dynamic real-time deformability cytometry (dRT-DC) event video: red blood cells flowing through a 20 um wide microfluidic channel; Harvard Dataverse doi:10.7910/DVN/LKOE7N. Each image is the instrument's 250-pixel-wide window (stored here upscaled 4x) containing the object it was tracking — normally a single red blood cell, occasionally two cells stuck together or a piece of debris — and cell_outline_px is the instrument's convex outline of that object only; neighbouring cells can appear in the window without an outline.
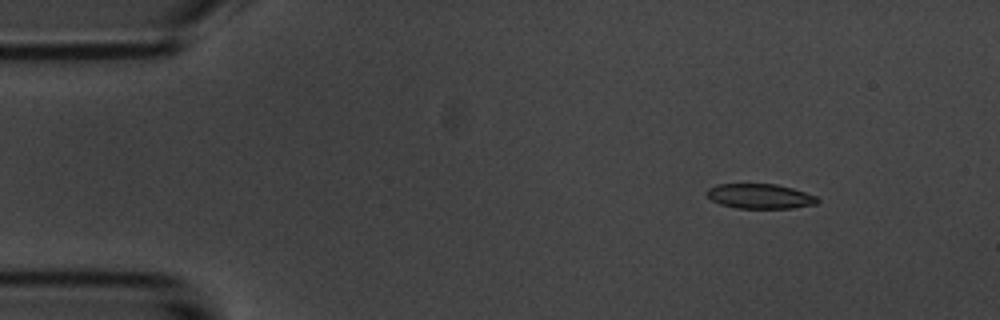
{"species": "common noctule bat (a hibernating species)", "species_latin": "Nyctalus noctula", "temperature_condition": "room temperature", "stored_images_in_passage": 5, "camera_frame_rate_fps": 3000, "um_per_image_px": 0.085, "animal": {"sex": "male", "body_mass_g": 20.1, "forearm_length_mm": 53.5}, "frame": {"image": 1, "passage_image": 1, "time_ms": 0.0, "image_size_px": [1000, 320], "cell_outline_px": [[820, 200], [816, 204], [792, 208], [736, 208], [720, 204], [712, 200], [704, 192], [708, 188], [716, 184], [776, 184], [792, 188], [816, 196]], "centroid_in_image_um": [64.57, 16.68], "position_along_channel_um": 20.4, "area_um2": 16.01}}
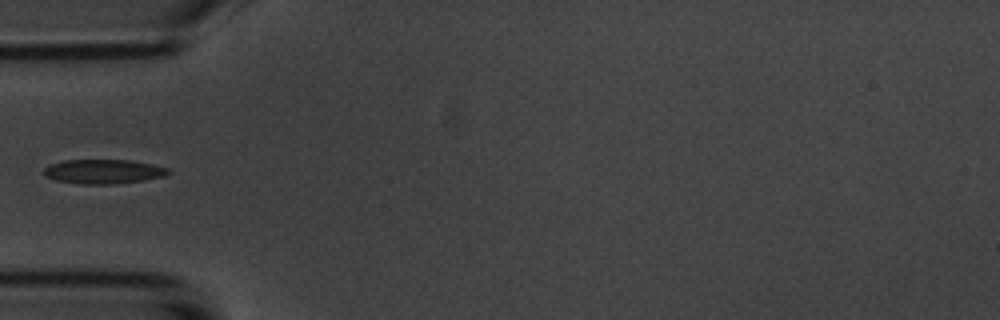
{"frame": {"image": 2, "passage_image": 4, "time_ms": 3.667, "image_size_px": [1000, 320], "cell_outline_px": [[172, 172], [164, 176], [140, 180], [112, 184], [84, 184], [56, 180], [44, 176], [44, 168], [48, 164], [64, 160], [128, 160], [152, 164], [168, 168]], "centroid_in_image_um": [8.76, 14.57], "position_along_channel_um": 76.2, "area_um2": 17.51}}